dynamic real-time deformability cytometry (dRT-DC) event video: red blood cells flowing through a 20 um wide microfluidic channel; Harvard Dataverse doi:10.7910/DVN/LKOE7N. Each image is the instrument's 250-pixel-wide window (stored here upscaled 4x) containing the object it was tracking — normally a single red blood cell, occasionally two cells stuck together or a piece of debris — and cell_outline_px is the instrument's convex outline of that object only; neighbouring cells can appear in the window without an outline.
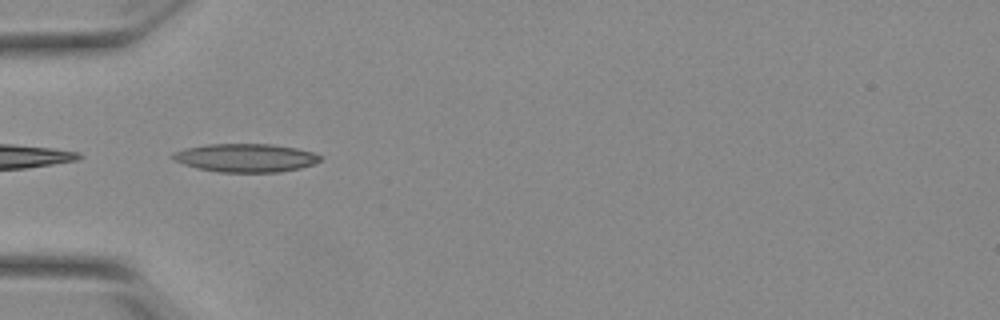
{"species": "Egyptian fruit bat (a non-hibernating species)", "species_latin": "Rousettus aegyptiacus", "temperature_condition": "warm", "stored_images_in_passage": 9, "camera_frame_rate_fps": 3000, "um_per_image_px": 0.085, "animal": {"sex": "female"}, "frame": {"image": 1, "passage_image": 2, "time_ms": 0.333, "image_size_px": [1000, 320], "cell_outline_px": [[324, 156], [320, 160], [312, 164], [300, 168], [280, 172], [220, 172], [196, 168], [172, 160], [172, 152], [184, 148], [208, 144], [272, 144], [296, 148], [312, 152]], "centroid_in_image_um": [20.86, 13.41], "position_along_channel_um": 64.1, "area_um2": 24.45}}
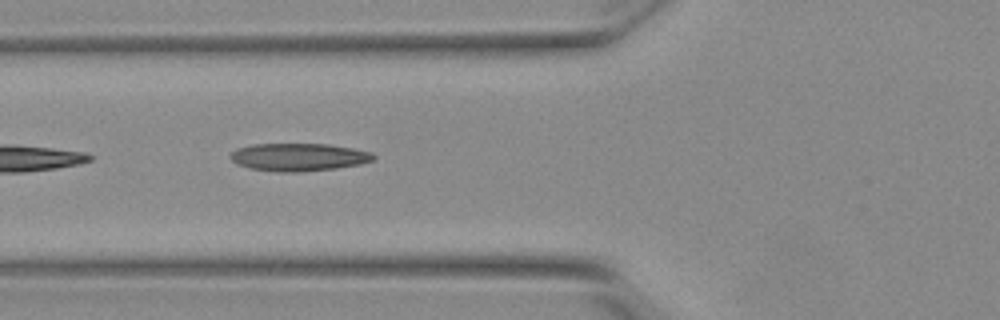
{"frame": {"image": 2, "passage_image": 5, "time_ms": 1.333, "image_size_px": [1000, 320], "cell_outline_px": [[376, 156], [372, 160], [360, 164], [336, 168], [300, 172], [276, 172], [252, 168], [236, 164], [228, 156], [236, 148], [252, 144], [328, 144], [352, 148], [372, 152]], "centroid_in_image_um": [25.37, 13.35], "position_along_channel_um": 100.4, "area_um2": 23.18}}